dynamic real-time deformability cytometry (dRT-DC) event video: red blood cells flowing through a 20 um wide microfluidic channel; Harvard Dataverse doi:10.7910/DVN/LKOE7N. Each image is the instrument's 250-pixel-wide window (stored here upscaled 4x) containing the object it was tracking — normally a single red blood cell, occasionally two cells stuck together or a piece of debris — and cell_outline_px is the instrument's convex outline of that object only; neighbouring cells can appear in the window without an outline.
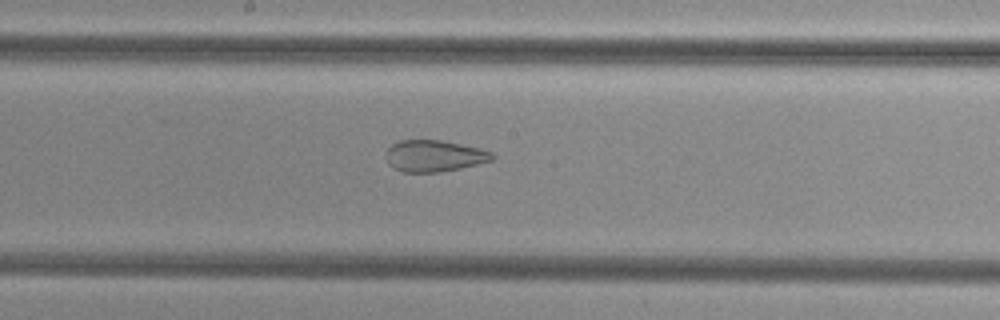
{"species": "common noctule bat (a hibernating species)", "species_latin": "Nyctalus noctula", "temperature_condition": "cold", "stored_images_in_passage": 50, "camera_frame_rate_fps": 3000, "um_per_image_px": 0.085, "animal": {"sex": "female", "body_mass_g": 29.2, "forearm_length_mm": 56.3}, "frame": {"image": 1, "passage_image": 26, "time_ms": 8.333, "image_size_px": [1000, 320], "cell_outline_px": [[496, 156], [492, 160], [460, 168], [440, 172], [404, 172], [392, 168], [388, 164], [384, 156], [388, 148], [392, 144], [400, 140], [440, 140], [460, 144], [492, 152]], "centroid_in_image_um": [36.85, 13.26], "position_along_channel_um": 211.4, "area_um2": 19.48}}
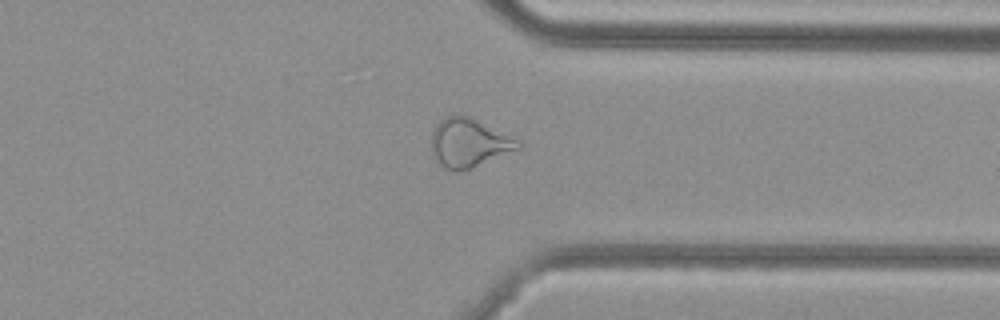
{"frame": {"image": 2, "passage_image": 38, "time_ms": 12.333, "image_size_px": [1000, 320], "cell_outline_px": [[520, 148], [464, 172], [456, 172], [444, 168], [432, 156], [432, 132], [436, 124], [440, 120], [448, 116], [468, 116], [520, 140]], "centroid_in_image_um": [39.84, 12.18], "position_along_channel_um": 371.6, "area_um2": 24.57}}
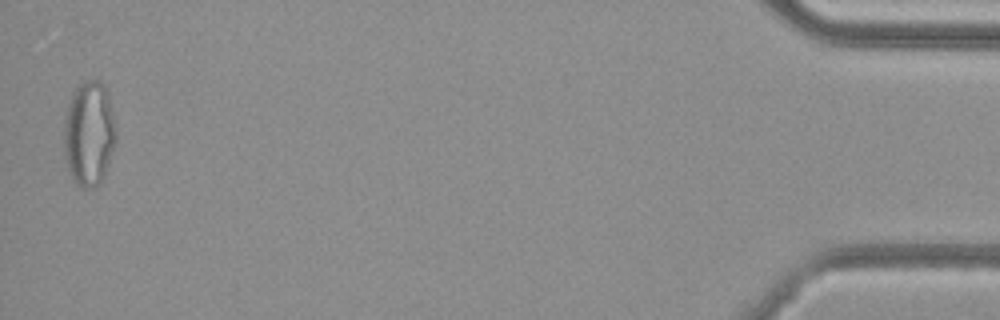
{"frame": {"image": 3, "passage_image": 49, "time_ms": 16.0, "image_size_px": [1000, 320], "cell_outline_px": [[116, 144], [104, 176], [100, 184], [96, 188], [84, 188], [76, 184], [72, 180], [68, 168], [64, 152], [64, 124], [68, 104], [72, 92], [84, 80], [100, 80], [104, 84], [108, 96], [116, 128]], "centroid_in_image_um": [7.57, 11.38], "position_along_channel_um": 427.6, "area_um2": 32.14}}